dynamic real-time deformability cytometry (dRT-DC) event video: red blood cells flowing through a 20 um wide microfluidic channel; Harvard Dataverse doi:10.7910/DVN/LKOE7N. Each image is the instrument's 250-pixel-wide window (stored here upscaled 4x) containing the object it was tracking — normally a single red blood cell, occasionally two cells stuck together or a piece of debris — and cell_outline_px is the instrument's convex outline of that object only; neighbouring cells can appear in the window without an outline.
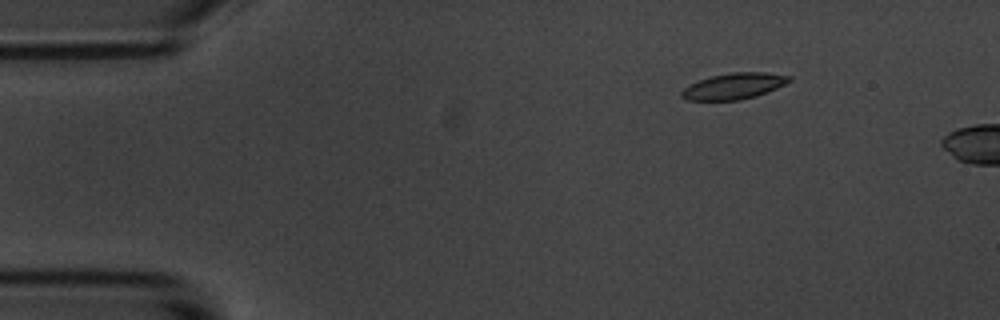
{"species": "common noctule bat (a hibernating species)", "species_latin": "Nyctalus noctula", "temperature_condition": "room temperature", "stored_images_in_passage": 3, "camera_frame_rate_fps": 3000, "um_per_image_px": 0.085, "animal": {"sex": "male", "body_mass_g": 20.1, "forearm_length_mm": 53.5}, "frame": {"image": 1, "passage_image": 1, "time_ms": 0.0, "image_size_px": [1000, 320], "cell_outline_px": [[792, 80], [776, 88], [756, 96], [740, 100], [688, 100], [680, 96], [680, 92], [684, 88], [700, 80], [712, 76], [732, 72], [764, 72], [792, 76]], "centroid_in_image_um": [62.4, 7.32], "position_along_channel_um": 22.6, "area_um2": 16.18}}